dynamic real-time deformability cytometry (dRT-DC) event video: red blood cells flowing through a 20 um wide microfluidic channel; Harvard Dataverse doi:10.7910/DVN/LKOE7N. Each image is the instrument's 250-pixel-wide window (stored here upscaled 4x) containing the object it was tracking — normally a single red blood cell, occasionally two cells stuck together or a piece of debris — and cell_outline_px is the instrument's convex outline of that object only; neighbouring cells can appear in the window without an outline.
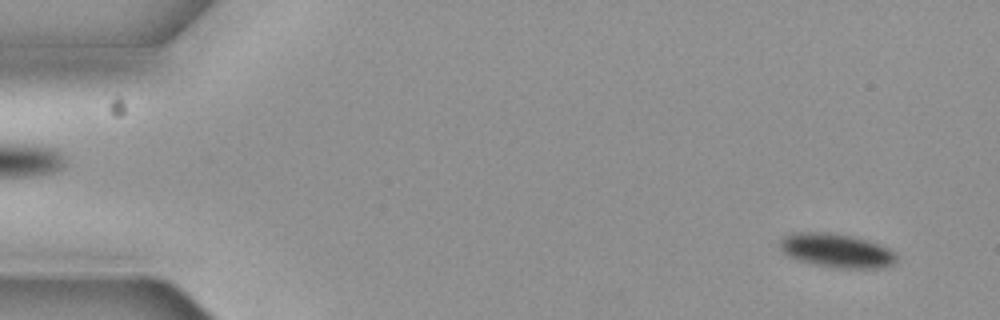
{"species": "common noctule bat (a hibernating species)", "species_latin": "Nyctalus noctula", "temperature_condition": "cold", "stored_images_in_passage": 6, "camera_frame_rate_fps": 3000, "um_per_image_px": 0.085, "animal": {"sex": "female", "body_mass_g": 19.3, "forearm_length_mm": 54.1}, "frame": {"image": 1, "passage_image": 1, "time_ms": 0.0, "image_size_px": [1000, 320], "cell_outline_px": [[896, 260], [892, 264], [884, 268], [836, 268], [812, 264], [796, 260], [788, 256], [780, 248], [780, 240], [784, 236], [796, 232], [824, 232], [848, 236], [864, 240], [888, 248], [896, 256]], "centroid_in_image_um": [71.05, 21.32], "position_along_channel_um": 14.0, "area_um2": 22.72}}
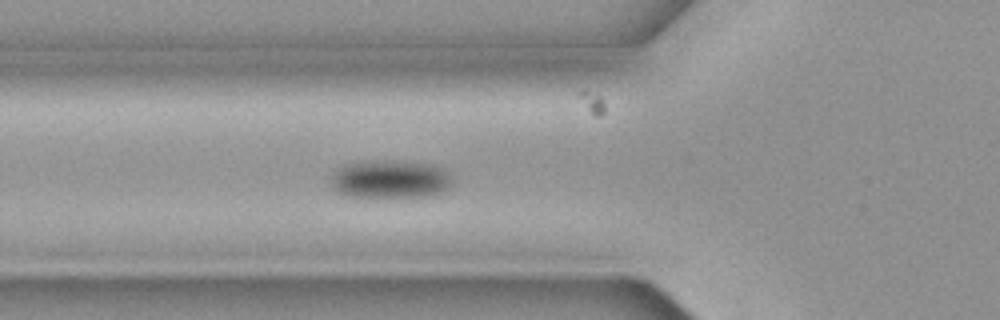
{"frame": {"image": 2, "passage_image": 6, "time_ms": 1.667, "image_size_px": [1000, 320], "cell_outline_px": [[448, 188], [432, 196], [348, 196], [340, 192], [332, 184], [332, 176], [336, 168], [340, 164], [368, 160], [396, 160], [432, 164], [440, 168], [448, 176]], "centroid_in_image_um": [33.09, 15.19], "position_along_channel_um": 92.7, "area_um2": 26.65}}